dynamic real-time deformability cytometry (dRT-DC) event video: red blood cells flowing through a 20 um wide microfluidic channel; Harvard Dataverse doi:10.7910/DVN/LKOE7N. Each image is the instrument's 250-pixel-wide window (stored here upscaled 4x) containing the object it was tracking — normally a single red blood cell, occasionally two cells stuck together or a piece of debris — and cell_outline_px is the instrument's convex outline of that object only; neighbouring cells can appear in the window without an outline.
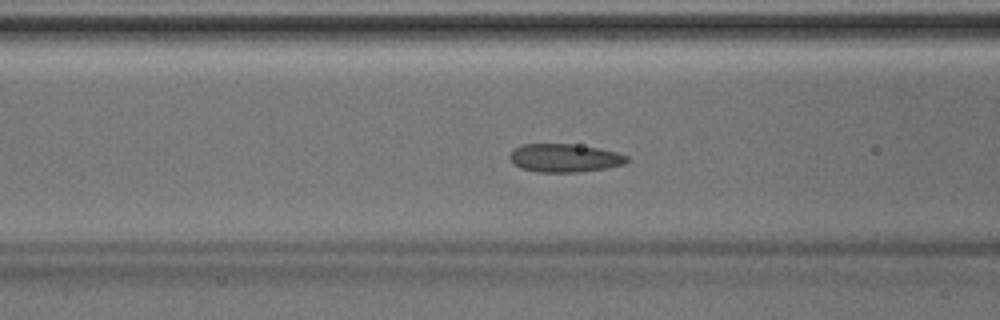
{"species": "Egyptian fruit bat (a non-hibernating species)", "species_latin": "Rousettus aegyptiacus", "temperature_condition": "room temperature", "stored_images_in_passage": 34, "camera_frame_rate_fps": 3000, "um_per_image_px": 0.085, "animal": {"sex": "male"}, "frame": {"image": 1, "passage_image": 5, "time_ms": 1.333, "image_size_px": [1000, 320], "cell_outline_px": [[628, 160], [624, 164], [608, 168], [580, 172], [536, 172], [520, 168], [508, 156], [512, 148], [520, 144], [572, 144], [596, 148], [616, 152], [628, 156]], "centroid_in_image_um": [47.96, 13.43], "position_along_channel_um": 118.6, "area_um2": 19.36}}
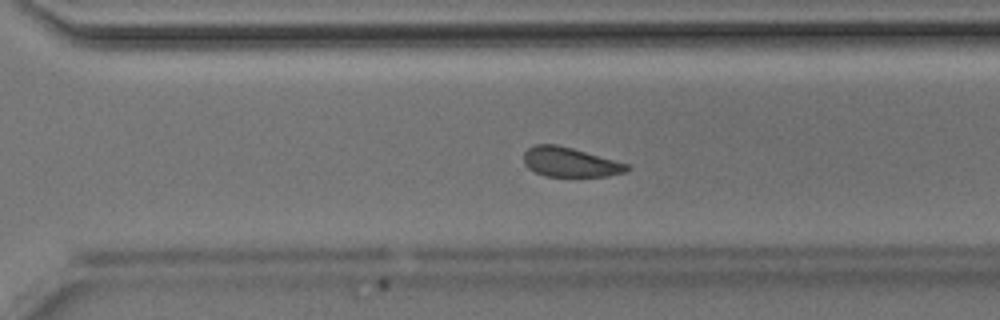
{"frame": {"image": 2, "passage_image": 19, "time_ms": 6.0, "image_size_px": [1000, 320], "cell_outline_px": [[632, 168], [628, 172], [608, 176], [544, 176], [528, 168], [524, 164], [524, 152], [528, 148], [536, 144], [556, 144], [572, 148], [628, 164]], "centroid_in_image_um": [48.46, 13.79], "position_along_channel_um": 322.1, "area_um2": 17.74}}
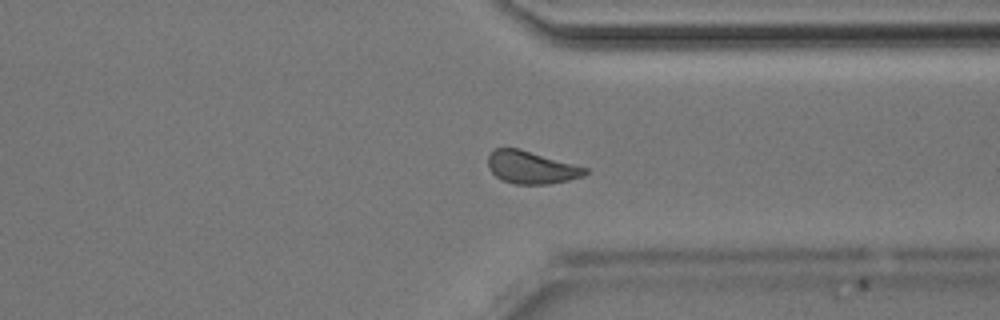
{"frame": {"image": 3, "passage_image": 22, "time_ms": 7.0, "image_size_px": [1000, 320], "cell_outline_px": [[588, 172], [584, 176], [568, 180], [548, 184], [516, 184], [500, 180], [488, 168], [488, 156], [496, 148], [520, 148], [588, 168]], "centroid_in_image_um": [45.16, 14.23], "position_along_channel_um": 366.2, "area_um2": 18.5}}